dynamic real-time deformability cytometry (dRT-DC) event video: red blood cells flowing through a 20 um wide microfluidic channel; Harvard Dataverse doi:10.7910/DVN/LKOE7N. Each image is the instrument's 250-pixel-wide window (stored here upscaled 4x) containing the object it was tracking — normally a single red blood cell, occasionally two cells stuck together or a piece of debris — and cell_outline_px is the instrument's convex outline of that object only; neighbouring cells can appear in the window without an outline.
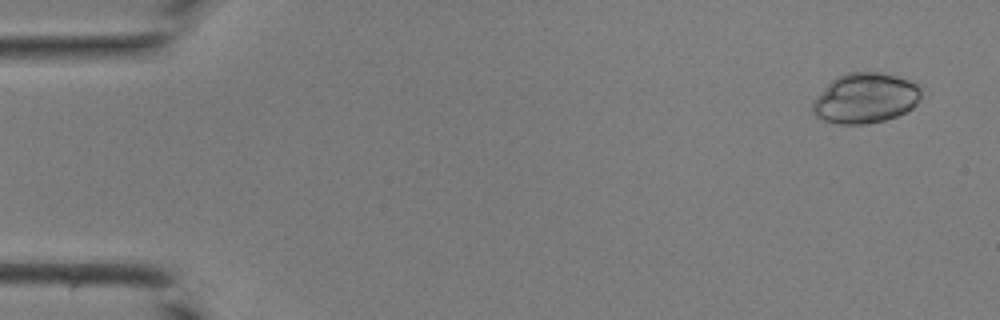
{"species": "common noctule bat (a hibernating species)", "species_latin": "Nyctalus noctula", "temperature_condition": "room temperature", "stored_images_in_passage": 43, "camera_frame_rate_fps": 3000, "um_per_image_px": 0.085, "animal": {"sex": "male", "body_mass_g": 19.0, "forearm_length_mm": 50.8}, "frame": {"image": 1, "passage_image": 3, "time_ms": 0.667, "image_size_px": [1000, 320], "cell_outline_px": [[920, 96], [916, 104], [912, 108], [896, 116], [884, 120], [864, 124], [840, 124], [824, 120], [816, 116], [812, 112], [812, 100], [832, 80], [848, 72], [880, 72], [916, 80], [920, 84]], "centroid_in_image_um": [73.57, 8.33], "position_along_channel_um": 11.4, "area_um2": 31.91}}
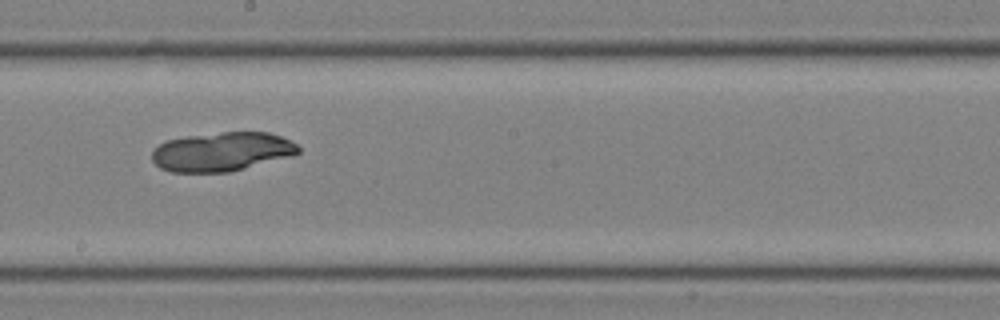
{"frame": {"image": 2, "passage_image": 25, "time_ms": 8.0, "image_size_px": [1000, 320], "cell_outline_px": [[300, 152], [292, 156], [228, 172], [172, 172], [160, 168], [152, 160], [152, 148], [168, 140], [184, 136], [224, 132], [268, 132], [280, 136], [296, 144], [300, 148]], "centroid_in_image_um": [18.84, 12.89], "position_along_channel_um": 229.4, "area_um2": 33.23}}
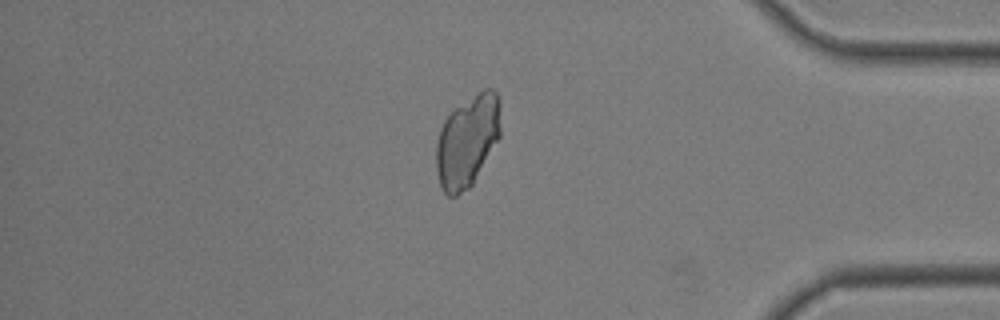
{"frame": {"image": 3, "passage_image": 37, "time_ms": 12.0, "image_size_px": [1000, 320], "cell_outline_px": [[500, 136], [472, 184], [468, 188], [456, 196], [448, 196], [444, 192], [440, 184], [436, 168], [436, 144], [440, 128], [444, 120], [456, 108], [484, 88], [492, 88], [496, 92], [500, 104]], "centroid_in_image_um": [39.72, 11.99], "position_along_channel_um": 395.5, "area_um2": 34.1}}